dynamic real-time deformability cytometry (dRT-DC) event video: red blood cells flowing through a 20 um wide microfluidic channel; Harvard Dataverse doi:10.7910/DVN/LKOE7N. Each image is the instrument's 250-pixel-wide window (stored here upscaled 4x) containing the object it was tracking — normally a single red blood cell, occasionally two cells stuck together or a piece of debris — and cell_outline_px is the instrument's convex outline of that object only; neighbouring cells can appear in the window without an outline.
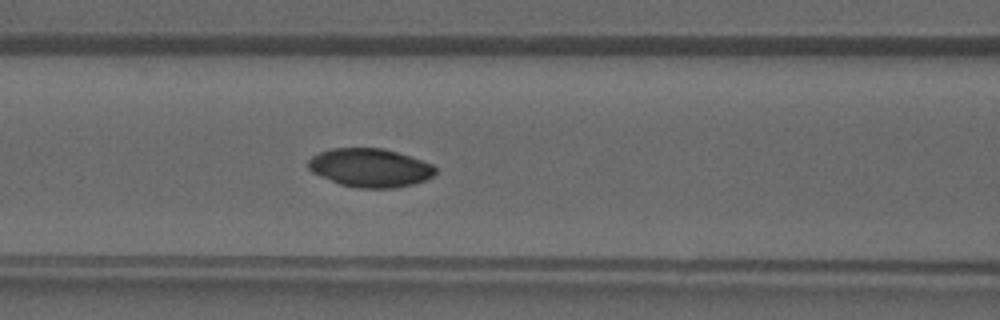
{"species": "common noctule bat (a hibernating species)", "species_latin": "Nyctalus noctula", "temperature_condition": "warm", "stored_images_in_passage": 32, "camera_frame_rate_fps": 3000, "um_per_image_px": 0.085, "animal": {"sex": "male", "forearm_length_mm": 52.5}, "frame": {"image": 1, "passage_image": 12, "time_ms": 3.667, "image_size_px": [1000, 320], "cell_outline_px": [[436, 172], [432, 176], [424, 180], [412, 184], [396, 188], [360, 188], [340, 184], [312, 172], [308, 168], [308, 160], [312, 156], [320, 152], [332, 148], [384, 148], [412, 156], [432, 164], [436, 168]], "centroid_in_image_um": [31.47, 14.25], "position_along_channel_um": 135.1, "area_um2": 28.55}}
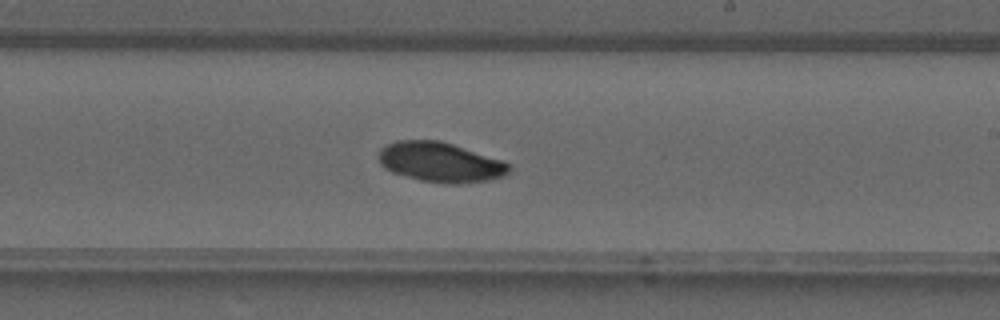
{"frame": {"image": 2, "passage_image": 19, "time_ms": 6.0, "image_size_px": [1000, 320], "cell_outline_px": [[512, 168], [504, 176], [488, 180], [460, 184], [448, 184], [420, 180], [392, 172], [384, 168], [380, 164], [376, 156], [380, 148], [396, 140], [440, 140], [504, 160], [512, 164]], "centroid_in_image_um": [37.43, 13.78], "position_along_channel_um": 251.6, "area_um2": 30.69}}
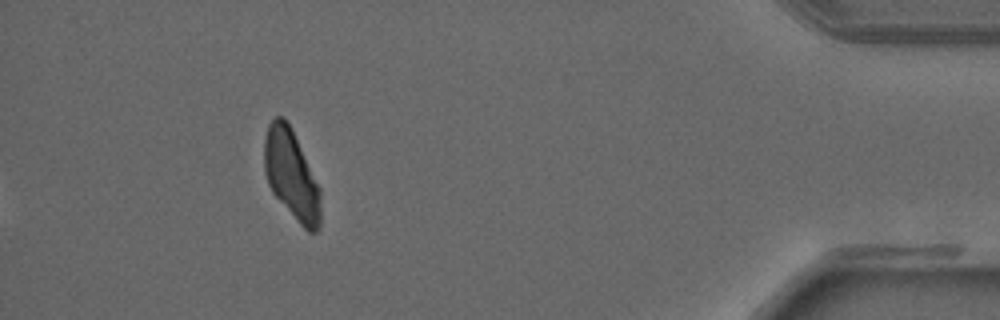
{"frame": {"image": 3, "passage_image": 32, "time_ms": 10.333, "image_size_px": [1000, 320], "cell_outline_px": [[320, 224], [316, 232], [308, 232], [300, 224], [272, 192], [268, 184], [264, 172], [264, 140], [268, 124], [276, 116], [284, 116], [292, 128], [320, 188]], "centroid_in_image_um": [24.76, 14.82], "position_along_channel_um": 410.4, "area_um2": 29.36}}